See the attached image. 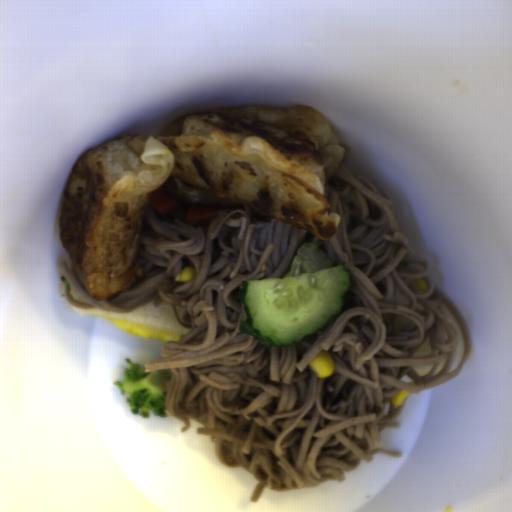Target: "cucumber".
Wrapping results in <instances>:
<instances>
[{
  "instance_id": "8b760119",
  "label": "cucumber",
  "mask_w": 512,
  "mask_h": 512,
  "mask_svg": "<svg viewBox=\"0 0 512 512\" xmlns=\"http://www.w3.org/2000/svg\"><path fill=\"white\" fill-rule=\"evenodd\" d=\"M351 286L345 262L335 264L315 243L304 242L284 277L242 280L239 330L267 348L300 344L341 314Z\"/></svg>"
}]
</instances>
